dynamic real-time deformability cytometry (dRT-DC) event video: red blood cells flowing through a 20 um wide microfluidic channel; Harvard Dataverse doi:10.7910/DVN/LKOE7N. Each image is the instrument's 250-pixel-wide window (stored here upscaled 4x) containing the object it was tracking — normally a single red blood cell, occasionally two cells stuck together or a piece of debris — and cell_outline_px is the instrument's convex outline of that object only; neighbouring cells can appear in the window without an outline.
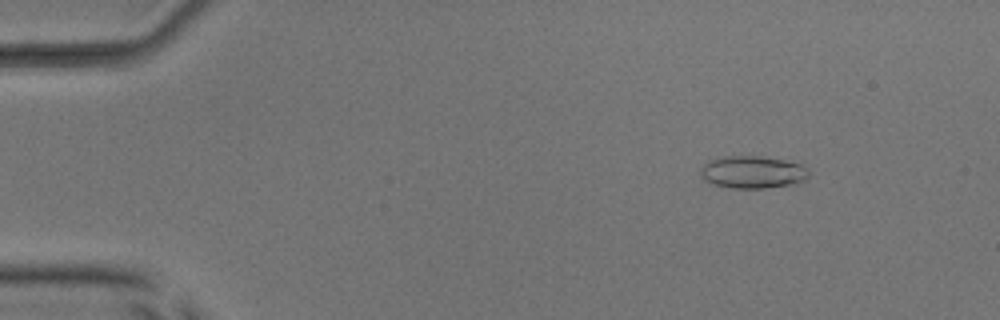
{"species": "common noctule bat (a hibernating species)", "species_latin": "Nyctalus noctula", "temperature_condition": "room temperature", "stored_images_in_passage": 52, "camera_frame_rate_fps": 3000, "um_per_image_px": 0.085, "animal": {"sex": "male", "body_mass_g": 17.9, "forearm_length_mm": 54.2}, "frame": {"image": 1, "passage_image": 7, "time_ms": 2.0, "image_size_px": [1000, 320], "cell_outline_px": [[808, 176], [804, 180], [792, 184], [764, 188], [732, 188], [716, 184], [704, 180], [700, 176], [700, 168], [708, 160], [724, 156], [760, 156], [784, 160], [800, 164], [808, 172]], "centroid_in_image_um": [63.92, 14.62], "position_along_channel_um": 21.1, "area_um2": 20.29}}
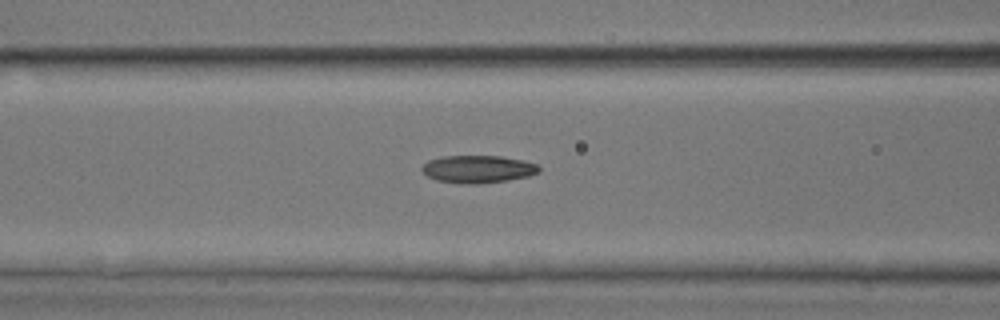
{"frame": {"image": 2, "passage_image": 22, "time_ms": 7.0, "image_size_px": [1000, 320], "cell_outline_px": [[540, 172], [528, 176], [508, 180], [480, 184], [460, 184], [436, 180], [428, 176], [420, 168], [428, 160], [440, 156], [500, 156], [524, 160], [536, 164], [540, 168]], "centroid_in_image_um": [40.61, 14.38], "position_along_channel_um": 126.0, "area_um2": 18.96}}
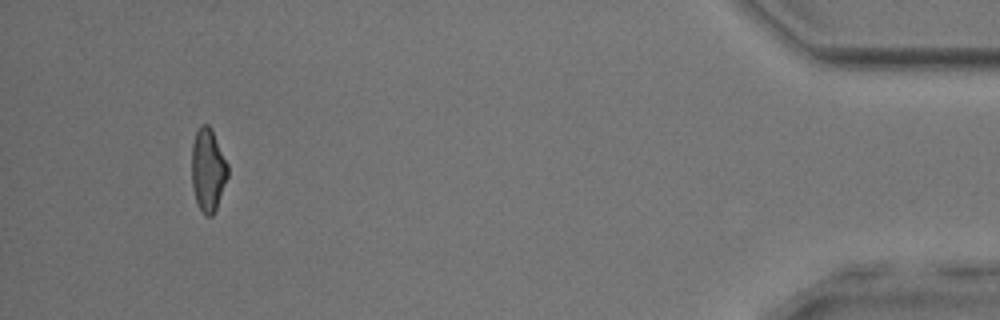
{"frame": {"image": 3, "passage_image": 49, "time_ms": 16.0, "image_size_px": [1000, 320], "cell_outline_px": [[228, 176], [216, 208], [212, 216], [204, 216], [196, 204], [192, 188], [192, 144], [196, 132], [200, 124], [208, 124], [212, 128], [228, 164]], "centroid_in_image_um": [17.67, 14.44], "position_along_channel_um": 417.5, "area_um2": 17.69}, "authors_computed_cell_mechanics": {"area_um2": 18.4093, "velocity_mm_per_s": 4.0076, "shape_relaxation_time_tau1_ms": 3.6997, "shape_relaxation_time_tau2_ms": 4.2291, "deformation_change_tau1": 0.1486, "deformation_change_tau2": 0.1402}}